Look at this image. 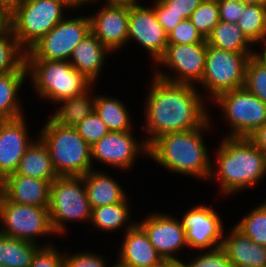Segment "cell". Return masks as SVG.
<instances>
[{
  "instance_id": "obj_1",
  "label": "cell",
  "mask_w": 266,
  "mask_h": 267,
  "mask_svg": "<svg viewBox=\"0 0 266 267\" xmlns=\"http://www.w3.org/2000/svg\"><path fill=\"white\" fill-rule=\"evenodd\" d=\"M152 80L142 127L149 135L147 146L164 134L194 130L211 119L196 85L170 83L155 76Z\"/></svg>"
},
{
  "instance_id": "obj_2",
  "label": "cell",
  "mask_w": 266,
  "mask_h": 267,
  "mask_svg": "<svg viewBox=\"0 0 266 267\" xmlns=\"http://www.w3.org/2000/svg\"><path fill=\"white\" fill-rule=\"evenodd\" d=\"M217 149V168L212 163L209 179L216 178L225 197L254 186L266 175V154L248 137H223Z\"/></svg>"
},
{
  "instance_id": "obj_3",
  "label": "cell",
  "mask_w": 266,
  "mask_h": 267,
  "mask_svg": "<svg viewBox=\"0 0 266 267\" xmlns=\"http://www.w3.org/2000/svg\"><path fill=\"white\" fill-rule=\"evenodd\" d=\"M210 120L194 130L160 136L148 146L147 156L172 172L208 180L212 161L202 134L212 128Z\"/></svg>"
},
{
  "instance_id": "obj_4",
  "label": "cell",
  "mask_w": 266,
  "mask_h": 267,
  "mask_svg": "<svg viewBox=\"0 0 266 267\" xmlns=\"http://www.w3.org/2000/svg\"><path fill=\"white\" fill-rule=\"evenodd\" d=\"M48 119L38 135L49 149L58 176H83L93 170L91 146L76 128L62 126L52 118Z\"/></svg>"
},
{
  "instance_id": "obj_5",
  "label": "cell",
  "mask_w": 266,
  "mask_h": 267,
  "mask_svg": "<svg viewBox=\"0 0 266 267\" xmlns=\"http://www.w3.org/2000/svg\"><path fill=\"white\" fill-rule=\"evenodd\" d=\"M81 7L75 0H40L11 4L12 33L27 52L64 19L63 11Z\"/></svg>"
},
{
  "instance_id": "obj_6",
  "label": "cell",
  "mask_w": 266,
  "mask_h": 267,
  "mask_svg": "<svg viewBox=\"0 0 266 267\" xmlns=\"http://www.w3.org/2000/svg\"><path fill=\"white\" fill-rule=\"evenodd\" d=\"M29 78L39 97L58 103L81 95L93 84L69 61L26 59Z\"/></svg>"
},
{
  "instance_id": "obj_7",
  "label": "cell",
  "mask_w": 266,
  "mask_h": 267,
  "mask_svg": "<svg viewBox=\"0 0 266 267\" xmlns=\"http://www.w3.org/2000/svg\"><path fill=\"white\" fill-rule=\"evenodd\" d=\"M49 218L53 232L65 234V221H91L89 204L82 176H59L51 182Z\"/></svg>"
},
{
  "instance_id": "obj_8",
  "label": "cell",
  "mask_w": 266,
  "mask_h": 267,
  "mask_svg": "<svg viewBox=\"0 0 266 267\" xmlns=\"http://www.w3.org/2000/svg\"><path fill=\"white\" fill-rule=\"evenodd\" d=\"M256 53H235L208 45L199 84L213 100L221 93L244 87L247 61Z\"/></svg>"
},
{
  "instance_id": "obj_9",
  "label": "cell",
  "mask_w": 266,
  "mask_h": 267,
  "mask_svg": "<svg viewBox=\"0 0 266 267\" xmlns=\"http://www.w3.org/2000/svg\"><path fill=\"white\" fill-rule=\"evenodd\" d=\"M0 234L38 244L39 237L53 235L48 207L17 204L0 196Z\"/></svg>"
},
{
  "instance_id": "obj_10",
  "label": "cell",
  "mask_w": 266,
  "mask_h": 267,
  "mask_svg": "<svg viewBox=\"0 0 266 267\" xmlns=\"http://www.w3.org/2000/svg\"><path fill=\"white\" fill-rule=\"evenodd\" d=\"M213 101L231 126L227 137H248L266 123V104L244 87L223 92Z\"/></svg>"
},
{
  "instance_id": "obj_11",
  "label": "cell",
  "mask_w": 266,
  "mask_h": 267,
  "mask_svg": "<svg viewBox=\"0 0 266 267\" xmlns=\"http://www.w3.org/2000/svg\"><path fill=\"white\" fill-rule=\"evenodd\" d=\"M90 32L89 16L64 18L26 52V59L69 61Z\"/></svg>"
},
{
  "instance_id": "obj_12",
  "label": "cell",
  "mask_w": 266,
  "mask_h": 267,
  "mask_svg": "<svg viewBox=\"0 0 266 267\" xmlns=\"http://www.w3.org/2000/svg\"><path fill=\"white\" fill-rule=\"evenodd\" d=\"M207 40L195 44L168 43L164 55L156 64L167 66L175 75L155 69L153 76L175 84H199L205 70Z\"/></svg>"
},
{
  "instance_id": "obj_13",
  "label": "cell",
  "mask_w": 266,
  "mask_h": 267,
  "mask_svg": "<svg viewBox=\"0 0 266 267\" xmlns=\"http://www.w3.org/2000/svg\"><path fill=\"white\" fill-rule=\"evenodd\" d=\"M130 1L128 21V42L135 40L144 47L156 63L165 53L168 36L158 22L153 8Z\"/></svg>"
},
{
  "instance_id": "obj_14",
  "label": "cell",
  "mask_w": 266,
  "mask_h": 267,
  "mask_svg": "<svg viewBox=\"0 0 266 267\" xmlns=\"http://www.w3.org/2000/svg\"><path fill=\"white\" fill-rule=\"evenodd\" d=\"M180 221L189 248L204 251L222 246L224 238L222 219L212 207L195 206L183 214Z\"/></svg>"
},
{
  "instance_id": "obj_15",
  "label": "cell",
  "mask_w": 266,
  "mask_h": 267,
  "mask_svg": "<svg viewBox=\"0 0 266 267\" xmlns=\"http://www.w3.org/2000/svg\"><path fill=\"white\" fill-rule=\"evenodd\" d=\"M147 155L148 146L145 140L140 143L133 136L132 130L127 132L110 131L91 146V159L103 162L113 168L128 170L134 166L138 154Z\"/></svg>"
},
{
  "instance_id": "obj_16",
  "label": "cell",
  "mask_w": 266,
  "mask_h": 267,
  "mask_svg": "<svg viewBox=\"0 0 266 267\" xmlns=\"http://www.w3.org/2000/svg\"><path fill=\"white\" fill-rule=\"evenodd\" d=\"M129 2H105L90 18V31L111 52L128 42ZM119 48V49H118Z\"/></svg>"
},
{
  "instance_id": "obj_17",
  "label": "cell",
  "mask_w": 266,
  "mask_h": 267,
  "mask_svg": "<svg viewBox=\"0 0 266 267\" xmlns=\"http://www.w3.org/2000/svg\"><path fill=\"white\" fill-rule=\"evenodd\" d=\"M138 224L145 230L150 243L164 261H181L174 255L182 248L188 247V244L185 230L177 217L154 213Z\"/></svg>"
},
{
  "instance_id": "obj_18",
  "label": "cell",
  "mask_w": 266,
  "mask_h": 267,
  "mask_svg": "<svg viewBox=\"0 0 266 267\" xmlns=\"http://www.w3.org/2000/svg\"><path fill=\"white\" fill-rule=\"evenodd\" d=\"M24 117L0 121V174L3 178L16 172L22 156L34 141L28 136Z\"/></svg>"
},
{
  "instance_id": "obj_19",
  "label": "cell",
  "mask_w": 266,
  "mask_h": 267,
  "mask_svg": "<svg viewBox=\"0 0 266 267\" xmlns=\"http://www.w3.org/2000/svg\"><path fill=\"white\" fill-rule=\"evenodd\" d=\"M124 241L120 245L118 265L122 267H156L164 260L150 243L145 230L131 222L125 227Z\"/></svg>"
},
{
  "instance_id": "obj_20",
  "label": "cell",
  "mask_w": 266,
  "mask_h": 267,
  "mask_svg": "<svg viewBox=\"0 0 266 267\" xmlns=\"http://www.w3.org/2000/svg\"><path fill=\"white\" fill-rule=\"evenodd\" d=\"M51 182L12 173L4 178L3 196L17 204L49 207Z\"/></svg>"
},
{
  "instance_id": "obj_21",
  "label": "cell",
  "mask_w": 266,
  "mask_h": 267,
  "mask_svg": "<svg viewBox=\"0 0 266 267\" xmlns=\"http://www.w3.org/2000/svg\"><path fill=\"white\" fill-rule=\"evenodd\" d=\"M111 51L92 33L75 47L69 59L70 64L82 73L93 85L101 74L107 54Z\"/></svg>"
},
{
  "instance_id": "obj_22",
  "label": "cell",
  "mask_w": 266,
  "mask_h": 267,
  "mask_svg": "<svg viewBox=\"0 0 266 267\" xmlns=\"http://www.w3.org/2000/svg\"><path fill=\"white\" fill-rule=\"evenodd\" d=\"M233 266L266 267V246L253 242L235 226L221 246Z\"/></svg>"
},
{
  "instance_id": "obj_23",
  "label": "cell",
  "mask_w": 266,
  "mask_h": 267,
  "mask_svg": "<svg viewBox=\"0 0 266 267\" xmlns=\"http://www.w3.org/2000/svg\"><path fill=\"white\" fill-rule=\"evenodd\" d=\"M109 176L94 169L82 176L91 208L113 205L127 197L120 184Z\"/></svg>"
},
{
  "instance_id": "obj_24",
  "label": "cell",
  "mask_w": 266,
  "mask_h": 267,
  "mask_svg": "<svg viewBox=\"0 0 266 267\" xmlns=\"http://www.w3.org/2000/svg\"><path fill=\"white\" fill-rule=\"evenodd\" d=\"M37 137L22 156L16 173L52 182L59 176L54 169L47 145Z\"/></svg>"
},
{
  "instance_id": "obj_25",
  "label": "cell",
  "mask_w": 266,
  "mask_h": 267,
  "mask_svg": "<svg viewBox=\"0 0 266 267\" xmlns=\"http://www.w3.org/2000/svg\"><path fill=\"white\" fill-rule=\"evenodd\" d=\"M28 70L0 74V121L13 120L23 114L18 91L26 81ZM20 103V104H19Z\"/></svg>"
},
{
  "instance_id": "obj_26",
  "label": "cell",
  "mask_w": 266,
  "mask_h": 267,
  "mask_svg": "<svg viewBox=\"0 0 266 267\" xmlns=\"http://www.w3.org/2000/svg\"><path fill=\"white\" fill-rule=\"evenodd\" d=\"M206 40L208 45L219 49L235 53H257L249 48L254 44L235 23L219 21Z\"/></svg>"
},
{
  "instance_id": "obj_27",
  "label": "cell",
  "mask_w": 266,
  "mask_h": 267,
  "mask_svg": "<svg viewBox=\"0 0 266 267\" xmlns=\"http://www.w3.org/2000/svg\"><path fill=\"white\" fill-rule=\"evenodd\" d=\"M89 88L81 95L65 98L58 102L61 104L52 115V119L59 125L76 127L94 111L95 96H90Z\"/></svg>"
},
{
  "instance_id": "obj_28",
  "label": "cell",
  "mask_w": 266,
  "mask_h": 267,
  "mask_svg": "<svg viewBox=\"0 0 266 267\" xmlns=\"http://www.w3.org/2000/svg\"><path fill=\"white\" fill-rule=\"evenodd\" d=\"M94 111L110 131L127 132L133 130L128 110L124 103L117 98L107 95L95 96Z\"/></svg>"
},
{
  "instance_id": "obj_29",
  "label": "cell",
  "mask_w": 266,
  "mask_h": 267,
  "mask_svg": "<svg viewBox=\"0 0 266 267\" xmlns=\"http://www.w3.org/2000/svg\"><path fill=\"white\" fill-rule=\"evenodd\" d=\"M40 245L0 234V266L29 267Z\"/></svg>"
},
{
  "instance_id": "obj_30",
  "label": "cell",
  "mask_w": 266,
  "mask_h": 267,
  "mask_svg": "<svg viewBox=\"0 0 266 267\" xmlns=\"http://www.w3.org/2000/svg\"><path fill=\"white\" fill-rule=\"evenodd\" d=\"M127 199L128 196L119 203L92 208L91 224L108 233L125 227L130 216Z\"/></svg>"
},
{
  "instance_id": "obj_31",
  "label": "cell",
  "mask_w": 266,
  "mask_h": 267,
  "mask_svg": "<svg viewBox=\"0 0 266 267\" xmlns=\"http://www.w3.org/2000/svg\"><path fill=\"white\" fill-rule=\"evenodd\" d=\"M253 43L266 41V6L247 4L236 23Z\"/></svg>"
},
{
  "instance_id": "obj_32",
  "label": "cell",
  "mask_w": 266,
  "mask_h": 267,
  "mask_svg": "<svg viewBox=\"0 0 266 267\" xmlns=\"http://www.w3.org/2000/svg\"><path fill=\"white\" fill-rule=\"evenodd\" d=\"M27 70L26 51L19 45L12 31L0 36V74Z\"/></svg>"
},
{
  "instance_id": "obj_33",
  "label": "cell",
  "mask_w": 266,
  "mask_h": 267,
  "mask_svg": "<svg viewBox=\"0 0 266 267\" xmlns=\"http://www.w3.org/2000/svg\"><path fill=\"white\" fill-rule=\"evenodd\" d=\"M235 227L253 242L266 246V200L238 221Z\"/></svg>"
},
{
  "instance_id": "obj_34",
  "label": "cell",
  "mask_w": 266,
  "mask_h": 267,
  "mask_svg": "<svg viewBox=\"0 0 266 267\" xmlns=\"http://www.w3.org/2000/svg\"><path fill=\"white\" fill-rule=\"evenodd\" d=\"M244 88L266 104V63L257 54L247 61Z\"/></svg>"
},
{
  "instance_id": "obj_35",
  "label": "cell",
  "mask_w": 266,
  "mask_h": 267,
  "mask_svg": "<svg viewBox=\"0 0 266 267\" xmlns=\"http://www.w3.org/2000/svg\"><path fill=\"white\" fill-rule=\"evenodd\" d=\"M190 20L207 39L220 21L218 0H203L192 13Z\"/></svg>"
},
{
  "instance_id": "obj_36",
  "label": "cell",
  "mask_w": 266,
  "mask_h": 267,
  "mask_svg": "<svg viewBox=\"0 0 266 267\" xmlns=\"http://www.w3.org/2000/svg\"><path fill=\"white\" fill-rule=\"evenodd\" d=\"M75 128L90 146L110 132L106 124L95 111L88 115Z\"/></svg>"
},
{
  "instance_id": "obj_37",
  "label": "cell",
  "mask_w": 266,
  "mask_h": 267,
  "mask_svg": "<svg viewBox=\"0 0 266 267\" xmlns=\"http://www.w3.org/2000/svg\"><path fill=\"white\" fill-rule=\"evenodd\" d=\"M191 260L188 263L183 261H180V263L182 267H233L222 247L205 251V254L203 251L200 256L194 258V260L191 258Z\"/></svg>"
},
{
  "instance_id": "obj_38",
  "label": "cell",
  "mask_w": 266,
  "mask_h": 267,
  "mask_svg": "<svg viewBox=\"0 0 266 267\" xmlns=\"http://www.w3.org/2000/svg\"><path fill=\"white\" fill-rule=\"evenodd\" d=\"M167 36L168 43L175 44H195L205 40L190 19L181 21Z\"/></svg>"
},
{
  "instance_id": "obj_39",
  "label": "cell",
  "mask_w": 266,
  "mask_h": 267,
  "mask_svg": "<svg viewBox=\"0 0 266 267\" xmlns=\"http://www.w3.org/2000/svg\"><path fill=\"white\" fill-rule=\"evenodd\" d=\"M105 260L101 255L88 251L79 252L74 255H66L65 252L63 255V267H107V261Z\"/></svg>"
},
{
  "instance_id": "obj_40",
  "label": "cell",
  "mask_w": 266,
  "mask_h": 267,
  "mask_svg": "<svg viewBox=\"0 0 266 267\" xmlns=\"http://www.w3.org/2000/svg\"><path fill=\"white\" fill-rule=\"evenodd\" d=\"M42 246L34 254L29 267H63V254L52 244Z\"/></svg>"
},
{
  "instance_id": "obj_41",
  "label": "cell",
  "mask_w": 266,
  "mask_h": 267,
  "mask_svg": "<svg viewBox=\"0 0 266 267\" xmlns=\"http://www.w3.org/2000/svg\"><path fill=\"white\" fill-rule=\"evenodd\" d=\"M220 21L237 23L246 3L240 0H218Z\"/></svg>"
},
{
  "instance_id": "obj_42",
  "label": "cell",
  "mask_w": 266,
  "mask_h": 267,
  "mask_svg": "<svg viewBox=\"0 0 266 267\" xmlns=\"http://www.w3.org/2000/svg\"><path fill=\"white\" fill-rule=\"evenodd\" d=\"M165 7L166 13L182 16L190 19L192 13L203 0H159Z\"/></svg>"
},
{
  "instance_id": "obj_43",
  "label": "cell",
  "mask_w": 266,
  "mask_h": 267,
  "mask_svg": "<svg viewBox=\"0 0 266 267\" xmlns=\"http://www.w3.org/2000/svg\"><path fill=\"white\" fill-rule=\"evenodd\" d=\"M152 8L157 16L158 22L163 26L165 33L168 35L176 25L185 20L182 16L166 13V7L159 1L153 2Z\"/></svg>"
},
{
  "instance_id": "obj_44",
  "label": "cell",
  "mask_w": 266,
  "mask_h": 267,
  "mask_svg": "<svg viewBox=\"0 0 266 267\" xmlns=\"http://www.w3.org/2000/svg\"><path fill=\"white\" fill-rule=\"evenodd\" d=\"M11 31V4L10 2H0V36L7 35Z\"/></svg>"
},
{
  "instance_id": "obj_45",
  "label": "cell",
  "mask_w": 266,
  "mask_h": 267,
  "mask_svg": "<svg viewBox=\"0 0 266 267\" xmlns=\"http://www.w3.org/2000/svg\"><path fill=\"white\" fill-rule=\"evenodd\" d=\"M252 143L266 154V123L248 136Z\"/></svg>"
},
{
  "instance_id": "obj_46",
  "label": "cell",
  "mask_w": 266,
  "mask_h": 267,
  "mask_svg": "<svg viewBox=\"0 0 266 267\" xmlns=\"http://www.w3.org/2000/svg\"><path fill=\"white\" fill-rule=\"evenodd\" d=\"M156 267H182L180 261H163L159 266Z\"/></svg>"
},
{
  "instance_id": "obj_47",
  "label": "cell",
  "mask_w": 266,
  "mask_h": 267,
  "mask_svg": "<svg viewBox=\"0 0 266 267\" xmlns=\"http://www.w3.org/2000/svg\"><path fill=\"white\" fill-rule=\"evenodd\" d=\"M246 4L266 6V0H240Z\"/></svg>"
},
{
  "instance_id": "obj_48",
  "label": "cell",
  "mask_w": 266,
  "mask_h": 267,
  "mask_svg": "<svg viewBox=\"0 0 266 267\" xmlns=\"http://www.w3.org/2000/svg\"><path fill=\"white\" fill-rule=\"evenodd\" d=\"M94 1H97V0H84L80 6L82 5H86V4H89L91 2H94ZM105 2H129V1H136V0H104Z\"/></svg>"
},
{
  "instance_id": "obj_49",
  "label": "cell",
  "mask_w": 266,
  "mask_h": 267,
  "mask_svg": "<svg viewBox=\"0 0 266 267\" xmlns=\"http://www.w3.org/2000/svg\"><path fill=\"white\" fill-rule=\"evenodd\" d=\"M40 0H9L10 4L32 3Z\"/></svg>"
},
{
  "instance_id": "obj_50",
  "label": "cell",
  "mask_w": 266,
  "mask_h": 267,
  "mask_svg": "<svg viewBox=\"0 0 266 267\" xmlns=\"http://www.w3.org/2000/svg\"><path fill=\"white\" fill-rule=\"evenodd\" d=\"M266 63V41L264 42V48L262 53H256Z\"/></svg>"
},
{
  "instance_id": "obj_51",
  "label": "cell",
  "mask_w": 266,
  "mask_h": 267,
  "mask_svg": "<svg viewBox=\"0 0 266 267\" xmlns=\"http://www.w3.org/2000/svg\"><path fill=\"white\" fill-rule=\"evenodd\" d=\"M3 190H4V178L0 174V196L3 195Z\"/></svg>"
},
{
  "instance_id": "obj_52",
  "label": "cell",
  "mask_w": 266,
  "mask_h": 267,
  "mask_svg": "<svg viewBox=\"0 0 266 267\" xmlns=\"http://www.w3.org/2000/svg\"><path fill=\"white\" fill-rule=\"evenodd\" d=\"M79 5L84 1V0H75Z\"/></svg>"
},
{
  "instance_id": "obj_53",
  "label": "cell",
  "mask_w": 266,
  "mask_h": 267,
  "mask_svg": "<svg viewBox=\"0 0 266 267\" xmlns=\"http://www.w3.org/2000/svg\"><path fill=\"white\" fill-rule=\"evenodd\" d=\"M112 267H122L120 265H118L117 263L116 264H113Z\"/></svg>"
},
{
  "instance_id": "obj_54",
  "label": "cell",
  "mask_w": 266,
  "mask_h": 267,
  "mask_svg": "<svg viewBox=\"0 0 266 267\" xmlns=\"http://www.w3.org/2000/svg\"><path fill=\"white\" fill-rule=\"evenodd\" d=\"M0 2H9V0H0Z\"/></svg>"
},
{
  "instance_id": "obj_55",
  "label": "cell",
  "mask_w": 266,
  "mask_h": 267,
  "mask_svg": "<svg viewBox=\"0 0 266 267\" xmlns=\"http://www.w3.org/2000/svg\"><path fill=\"white\" fill-rule=\"evenodd\" d=\"M233 267H251V266H233Z\"/></svg>"
}]
</instances>
